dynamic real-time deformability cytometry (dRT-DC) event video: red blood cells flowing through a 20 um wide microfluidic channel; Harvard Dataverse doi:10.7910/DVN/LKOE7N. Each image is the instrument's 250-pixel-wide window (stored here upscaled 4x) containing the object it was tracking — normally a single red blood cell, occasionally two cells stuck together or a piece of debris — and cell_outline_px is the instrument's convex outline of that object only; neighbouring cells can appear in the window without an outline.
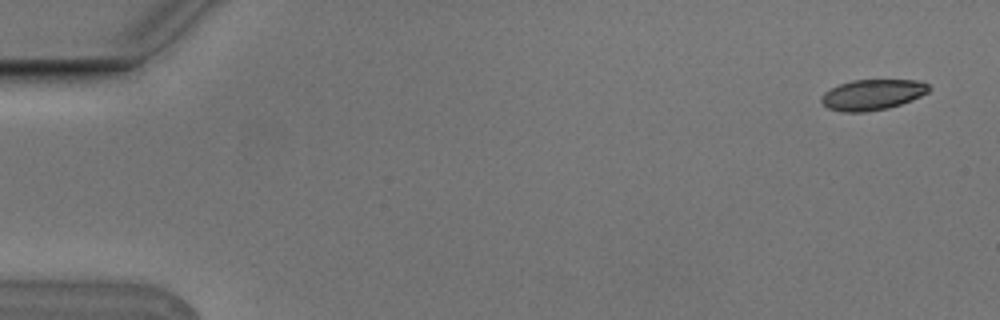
{"species": "Egyptian fruit bat (a non-hibernating species)", "species_latin": "Rousettus aegyptiacus", "temperature_condition": "cold", "stored_images_in_passage": 2, "camera_frame_rate_fps": 3000, "um_per_image_px": 0.085, "animal": {"sex": "male"}, "frame": {"image": 1, "passage_image": 1, "time_ms": 0.0, "image_size_px": [1000, 320], "cell_outline_px": [[932, 88], [928, 92], [912, 100], [888, 108], [864, 112], [844, 112], [828, 108], [820, 100], [820, 96], [824, 92], [840, 84], [852, 80], [916, 80], [928, 84]], "centroid_in_image_um": [74.16, 8.04], "position_along_channel_um": 10.8, "area_um2": 19.13}}